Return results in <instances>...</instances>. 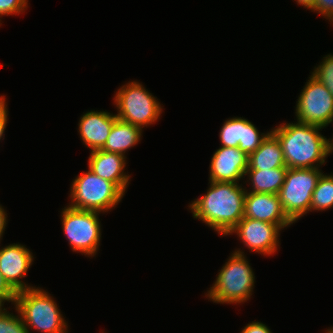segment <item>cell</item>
Wrapping results in <instances>:
<instances>
[{
  "label": "cell",
  "mask_w": 333,
  "mask_h": 333,
  "mask_svg": "<svg viewBox=\"0 0 333 333\" xmlns=\"http://www.w3.org/2000/svg\"><path fill=\"white\" fill-rule=\"evenodd\" d=\"M207 192L188 205L193 218L201 220L221 236L244 217L246 187L233 182H212Z\"/></svg>",
  "instance_id": "6da1fadb"
},
{
  "label": "cell",
  "mask_w": 333,
  "mask_h": 333,
  "mask_svg": "<svg viewBox=\"0 0 333 333\" xmlns=\"http://www.w3.org/2000/svg\"><path fill=\"white\" fill-rule=\"evenodd\" d=\"M323 127L301 122L282 123L270 131L280 142L287 168H319L330 155Z\"/></svg>",
  "instance_id": "7a4b0ae2"
},
{
  "label": "cell",
  "mask_w": 333,
  "mask_h": 333,
  "mask_svg": "<svg viewBox=\"0 0 333 333\" xmlns=\"http://www.w3.org/2000/svg\"><path fill=\"white\" fill-rule=\"evenodd\" d=\"M254 275L245 253L236 249L219 270L205 297L217 304H244L253 294Z\"/></svg>",
  "instance_id": "3957f363"
},
{
  "label": "cell",
  "mask_w": 333,
  "mask_h": 333,
  "mask_svg": "<svg viewBox=\"0 0 333 333\" xmlns=\"http://www.w3.org/2000/svg\"><path fill=\"white\" fill-rule=\"evenodd\" d=\"M14 307L24 325L40 333H68V324L54 297L41 287L17 292Z\"/></svg>",
  "instance_id": "277c9868"
},
{
  "label": "cell",
  "mask_w": 333,
  "mask_h": 333,
  "mask_svg": "<svg viewBox=\"0 0 333 333\" xmlns=\"http://www.w3.org/2000/svg\"><path fill=\"white\" fill-rule=\"evenodd\" d=\"M70 207L106 213L121 202L125 194L111 181L88 169L73 179L70 189Z\"/></svg>",
  "instance_id": "5b68a950"
},
{
  "label": "cell",
  "mask_w": 333,
  "mask_h": 333,
  "mask_svg": "<svg viewBox=\"0 0 333 333\" xmlns=\"http://www.w3.org/2000/svg\"><path fill=\"white\" fill-rule=\"evenodd\" d=\"M118 119L142 130L154 124L163 113L162 104L139 81H129L121 86L113 98Z\"/></svg>",
  "instance_id": "8992f818"
},
{
  "label": "cell",
  "mask_w": 333,
  "mask_h": 333,
  "mask_svg": "<svg viewBox=\"0 0 333 333\" xmlns=\"http://www.w3.org/2000/svg\"><path fill=\"white\" fill-rule=\"evenodd\" d=\"M100 212L66 206L61 211L62 229L73 252L96 256L101 241Z\"/></svg>",
  "instance_id": "52a82bcc"
},
{
  "label": "cell",
  "mask_w": 333,
  "mask_h": 333,
  "mask_svg": "<svg viewBox=\"0 0 333 333\" xmlns=\"http://www.w3.org/2000/svg\"><path fill=\"white\" fill-rule=\"evenodd\" d=\"M322 173L320 168H288L278 196L284 213L293 223L309 213L312 194Z\"/></svg>",
  "instance_id": "ba28073f"
},
{
  "label": "cell",
  "mask_w": 333,
  "mask_h": 333,
  "mask_svg": "<svg viewBox=\"0 0 333 333\" xmlns=\"http://www.w3.org/2000/svg\"><path fill=\"white\" fill-rule=\"evenodd\" d=\"M295 115L297 122L323 128L333 123V95L311 75L298 96Z\"/></svg>",
  "instance_id": "9c48e42d"
},
{
  "label": "cell",
  "mask_w": 333,
  "mask_h": 333,
  "mask_svg": "<svg viewBox=\"0 0 333 333\" xmlns=\"http://www.w3.org/2000/svg\"><path fill=\"white\" fill-rule=\"evenodd\" d=\"M289 226H277L264 221L243 217L229 232L236 233L241 243L251 252L264 256L275 254L279 247L280 231Z\"/></svg>",
  "instance_id": "30bf717a"
},
{
  "label": "cell",
  "mask_w": 333,
  "mask_h": 333,
  "mask_svg": "<svg viewBox=\"0 0 333 333\" xmlns=\"http://www.w3.org/2000/svg\"><path fill=\"white\" fill-rule=\"evenodd\" d=\"M33 261L32 251L21 243H13L0 248V272L16 293L35 287L21 280L26 277Z\"/></svg>",
  "instance_id": "8fae6325"
},
{
  "label": "cell",
  "mask_w": 333,
  "mask_h": 333,
  "mask_svg": "<svg viewBox=\"0 0 333 333\" xmlns=\"http://www.w3.org/2000/svg\"><path fill=\"white\" fill-rule=\"evenodd\" d=\"M249 156L238 147L220 146L210 162L209 181L239 183L245 178Z\"/></svg>",
  "instance_id": "7c38bea8"
},
{
  "label": "cell",
  "mask_w": 333,
  "mask_h": 333,
  "mask_svg": "<svg viewBox=\"0 0 333 333\" xmlns=\"http://www.w3.org/2000/svg\"><path fill=\"white\" fill-rule=\"evenodd\" d=\"M270 132L261 133L255 125L243 117L225 120L219 132L221 146L238 147L248 156L254 153Z\"/></svg>",
  "instance_id": "4fadbf2b"
},
{
  "label": "cell",
  "mask_w": 333,
  "mask_h": 333,
  "mask_svg": "<svg viewBox=\"0 0 333 333\" xmlns=\"http://www.w3.org/2000/svg\"><path fill=\"white\" fill-rule=\"evenodd\" d=\"M244 217L290 226L293 222L284 213L278 194L247 192L244 198Z\"/></svg>",
  "instance_id": "5bb4252c"
},
{
  "label": "cell",
  "mask_w": 333,
  "mask_h": 333,
  "mask_svg": "<svg viewBox=\"0 0 333 333\" xmlns=\"http://www.w3.org/2000/svg\"><path fill=\"white\" fill-rule=\"evenodd\" d=\"M117 119L116 114L103 110L83 113L78 124L80 139L90 151L102 149Z\"/></svg>",
  "instance_id": "9a60e30c"
},
{
  "label": "cell",
  "mask_w": 333,
  "mask_h": 333,
  "mask_svg": "<svg viewBox=\"0 0 333 333\" xmlns=\"http://www.w3.org/2000/svg\"><path fill=\"white\" fill-rule=\"evenodd\" d=\"M126 156L106 152L101 149L91 151L88 158V169L97 176L113 182L124 194L130 183V175L124 172Z\"/></svg>",
  "instance_id": "2e32d148"
},
{
  "label": "cell",
  "mask_w": 333,
  "mask_h": 333,
  "mask_svg": "<svg viewBox=\"0 0 333 333\" xmlns=\"http://www.w3.org/2000/svg\"><path fill=\"white\" fill-rule=\"evenodd\" d=\"M287 168L283 151L277 137L270 131L259 148L249 156L247 170Z\"/></svg>",
  "instance_id": "e0dca14e"
},
{
  "label": "cell",
  "mask_w": 333,
  "mask_h": 333,
  "mask_svg": "<svg viewBox=\"0 0 333 333\" xmlns=\"http://www.w3.org/2000/svg\"><path fill=\"white\" fill-rule=\"evenodd\" d=\"M142 132L140 127L117 119L101 150L125 156L126 151L137 145L142 139Z\"/></svg>",
  "instance_id": "ac0fdd59"
},
{
  "label": "cell",
  "mask_w": 333,
  "mask_h": 333,
  "mask_svg": "<svg viewBox=\"0 0 333 333\" xmlns=\"http://www.w3.org/2000/svg\"><path fill=\"white\" fill-rule=\"evenodd\" d=\"M288 168H273L265 170H247L245 177L252 186L245 189L252 193H271L278 194L285 180V175ZM251 189V190H250Z\"/></svg>",
  "instance_id": "d6986e66"
},
{
  "label": "cell",
  "mask_w": 333,
  "mask_h": 333,
  "mask_svg": "<svg viewBox=\"0 0 333 333\" xmlns=\"http://www.w3.org/2000/svg\"><path fill=\"white\" fill-rule=\"evenodd\" d=\"M333 208V175L321 174L312 194L310 212Z\"/></svg>",
  "instance_id": "ffe728a7"
},
{
  "label": "cell",
  "mask_w": 333,
  "mask_h": 333,
  "mask_svg": "<svg viewBox=\"0 0 333 333\" xmlns=\"http://www.w3.org/2000/svg\"><path fill=\"white\" fill-rule=\"evenodd\" d=\"M322 59V62L314 67L311 76L324 84L333 95V54H327Z\"/></svg>",
  "instance_id": "44dd1931"
},
{
  "label": "cell",
  "mask_w": 333,
  "mask_h": 333,
  "mask_svg": "<svg viewBox=\"0 0 333 333\" xmlns=\"http://www.w3.org/2000/svg\"><path fill=\"white\" fill-rule=\"evenodd\" d=\"M15 310L18 315L9 312L7 308L0 312V333H29L19 312Z\"/></svg>",
  "instance_id": "7402d4cb"
},
{
  "label": "cell",
  "mask_w": 333,
  "mask_h": 333,
  "mask_svg": "<svg viewBox=\"0 0 333 333\" xmlns=\"http://www.w3.org/2000/svg\"><path fill=\"white\" fill-rule=\"evenodd\" d=\"M28 8V0H0V25L2 16L19 15Z\"/></svg>",
  "instance_id": "603a6c76"
},
{
  "label": "cell",
  "mask_w": 333,
  "mask_h": 333,
  "mask_svg": "<svg viewBox=\"0 0 333 333\" xmlns=\"http://www.w3.org/2000/svg\"><path fill=\"white\" fill-rule=\"evenodd\" d=\"M312 12L321 14L326 20L333 22V0H316Z\"/></svg>",
  "instance_id": "cb8c5ba5"
},
{
  "label": "cell",
  "mask_w": 333,
  "mask_h": 333,
  "mask_svg": "<svg viewBox=\"0 0 333 333\" xmlns=\"http://www.w3.org/2000/svg\"><path fill=\"white\" fill-rule=\"evenodd\" d=\"M16 292L8 285L0 272V300L14 305Z\"/></svg>",
  "instance_id": "d4e9b609"
},
{
  "label": "cell",
  "mask_w": 333,
  "mask_h": 333,
  "mask_svg": "<svg viewBox=\"0 0 333 333\" xmlns=\"http://www.w3.org/2000/svg\"><path fill=\"white\" fill-rule=\"evenodd\" d=\"M240 333H272L271 329L263 322L252 321L248 323Z\"/></svg>",
  "instance_id": "484cf974"
},
{
  "label": "cell",
  "mask_w": 333,
  "mask_h": 333,
  "mask_svg": "<svg viewBox=\"0 0 333 333\" xmlns=\"http://www.w3.org/2000/svg\"><path fill=\"white\" fill-rule=\"evenodd\" d=\"M8 121V107L7 102H5L0 107V140H4L3 137H5V129Z\"/></svg>",
  "instance_id": "4316f807"
},
{
  "label": "cell",
  "mask_w": 333,
  "mask_h": 333,
  "mask_svg": "<svg viewBox=\"0 0 333 333\" xmlns=\"http://www.w3.org/2000/svg\"><path fill=\"white\" fill-rule=\"evenodd\" d=\"M7 214L8 213H6V209H4V207H2V205L0 204V242L2 240L4 231H5L6 226H7V222H8Z\"/></svg>",
  "instance_id": "83f0119b"
},
{
  "label": "cell",
  "mask_w": 333,
  "mask_h": 333,
  "mask_svg": "<svg viewBox=\"0 0 333 333\" xmlns=\"http://www.w3.org/2000/svg\"><path fill=\"white\" fill-rule=\"evenodd\" d=\"M297 2V5H301L303 6V8L305 7V9H309L311 10L316 3V0H295Z\"/></svg>",
  "instance_id": "f1b7e54d"
},
{
  "label": "cell",
  "mask_w": 333,
  "mask_h": 333,
  "mask_svg": "<svg viewBox=\"0 0 333 333\" xmlns=\"http://www.w3.org/2000/svg\"><path fill=\"white\" fill-rule=\"evenodd\" d=\"M329 144H330V154L333 153V137L329 138Z\"/></svg>",
  "instance_id": "f546056e"
},
{
  "label": "cell",
  "mask_w": 333,
  "mask_h": 333,
  "mask_svg": "<svg viewBox=\"0 0 333 333\" xmlns=\"http://www.w3.org/2000/svg\"><path fill=\"white\" fill-rule=\"evenodd\" d=\"M6 102L5 95L0 96V107Z\"/></svg>",
  "instance_id": "4dcf8cb0"
},
{
  "label": "cell",
  "mask_w": 333,
  "mask_h": 333,
  "mask_svg": "<svg viewBox=\"0 0 333 333\" xmlns=\"http://www.w3.org/2000/svg\"><path fill=\"white\" fill-rule=\"evenodd\" d=\"M4 303L0 300V312L4 309Z\"/></svg>",
  "instance_id": "1f68e13d"
},
{
  "label": "cell",
  "mask_w": 333,
  "mask_h": 333,
  "mask_svg": "<svg viewBox=\"0 0 333 333\" xmlns=\"http://www.w3.org/2000/svg\"><path fill=\"white\" fill-rule=\"evenodd\" d=\"M325 331H327L326 333H333V327H331L330 329H327Z\"/></svg>",
  "instance_id": "d6a6232c"
}]
</instances>
